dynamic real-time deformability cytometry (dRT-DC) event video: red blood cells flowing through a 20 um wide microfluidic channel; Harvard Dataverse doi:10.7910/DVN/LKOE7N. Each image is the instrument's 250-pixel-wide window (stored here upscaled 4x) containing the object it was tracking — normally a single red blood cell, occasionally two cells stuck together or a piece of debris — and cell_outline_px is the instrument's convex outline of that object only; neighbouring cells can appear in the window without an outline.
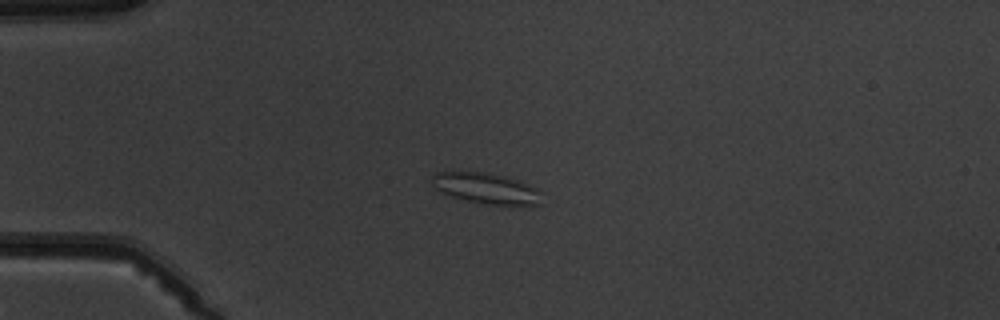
{"species": "common noctule bat (a hibernating species)", "species_latin": "Nyctalus noctula", "temperature_condition": "warm", "stored_images_in_passage": 10, "camera_frame_rate_fps": 3000, "um_per_image_px": 0.085, "animal": {"sex": "male", "body_mass_g": 19.5, "forearm_length_mm": 54.6}, "frame": {"image": 1, "passage_image": 5, "time_ms": 4.667, "image_size_px": [1000, 320], "cell_outline_px": [[540, 204], [484, 204], [452, 196], [440, 192], [432, 184], [432, 176], [436, 172], [484, 172], [508, 176], [520, 180], [540, 192]], "centroid_in_image_um": [41.29, 15.98], "position_along_channel_um": 43.7, "area_um2": 19.31}}
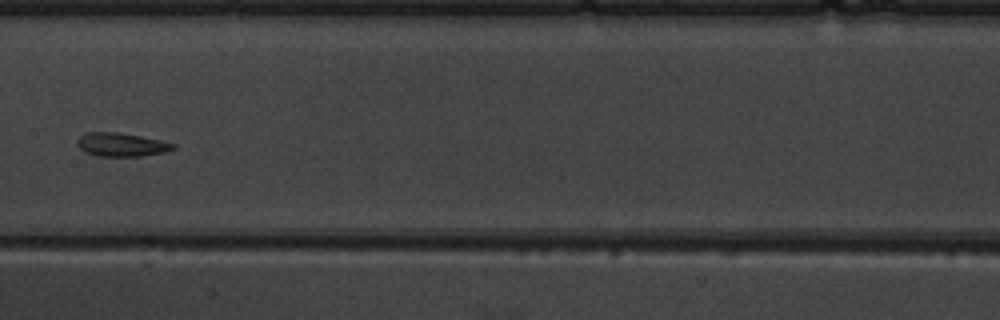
{"frame": {"image": 2, "passage_image": 9, "time_ms": 9.333, "image_size_px": [1000, 320], "cell_outline_px": [[176, 148], [164, 152], [140, 156], [96, 156], [84, 152], [76, 144], [76, 140], [80, 136], [88, 132], [116, 132], [140, 136], [160, 140], [176, 144]], "centroid_in_image_um": [10.29, 12.29], "position_along_channel_um": 197.1, "area_um2": 13.18}}
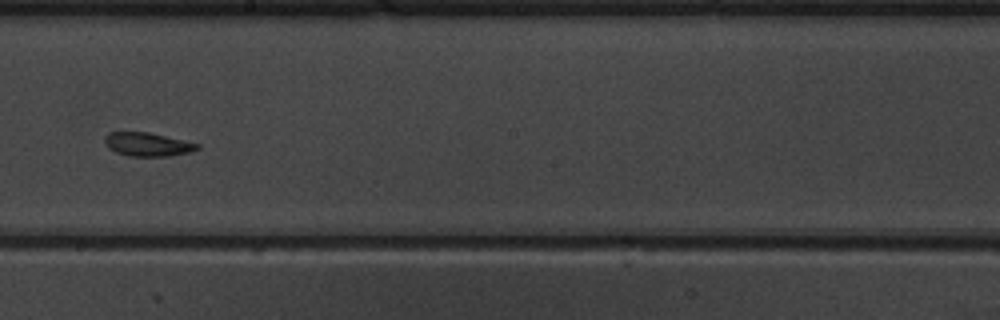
{"frame": {"image": 3, "passage_image": 10, "time_ms": 10.333, "image_size_px": [1000, 320], "cell_outline_px": [[200, 148], [188, 152], [168, 156], [128, 156], [116, 152], [108, 148], [104, 140], [104, 136], [108, 132], [148, 132], [200, 144]], "centroid_in_image_um": [12.51, 12.27], "position_along_channel_um": 235.7, "area_um2": 12.66}}